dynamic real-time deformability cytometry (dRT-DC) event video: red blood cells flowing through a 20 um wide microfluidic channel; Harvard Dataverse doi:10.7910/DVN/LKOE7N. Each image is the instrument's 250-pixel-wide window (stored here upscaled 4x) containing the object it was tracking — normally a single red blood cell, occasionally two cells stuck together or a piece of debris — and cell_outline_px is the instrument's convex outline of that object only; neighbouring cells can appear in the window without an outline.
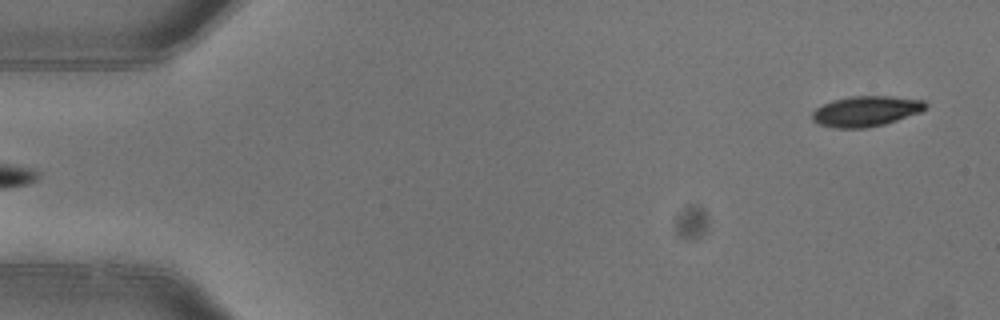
{"species": "common noctule bat (a hibernating species)", "species_latin": "Nyctalus noctula", "temperature_condition": "warm", "stored_images_in_passage": 5, "camera_frame_rate_fps": 3000, "um_per_image_px": 0.085, "animal": {"sex": "female"}, "frame": {"image": 1, "passage_image": 5, "time_ms": 1.333, "image_size_px": [1000, 320], "cell_outline_px": [[928, 108], [920, 112], [884, 124], [864, 128], [832, 128], [816, 124], [812, 120], [812, 112], [816, 108], [832, 100], [852, 96], [892, 96], [924, 100], [928, 104]], "centroid_in_image_um": [73.6, 9.45], "position_along_channel_um": 11.4, "area_um2": 20.23}}